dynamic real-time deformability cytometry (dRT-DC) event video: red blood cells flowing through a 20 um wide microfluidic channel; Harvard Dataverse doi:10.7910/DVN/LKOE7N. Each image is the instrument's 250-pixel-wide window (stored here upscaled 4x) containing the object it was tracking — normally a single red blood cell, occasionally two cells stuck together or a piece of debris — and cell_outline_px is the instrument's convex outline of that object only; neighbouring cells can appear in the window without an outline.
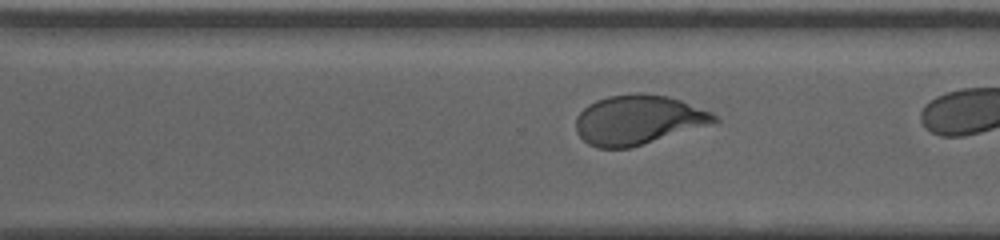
{"species": "human", "species_latin": "Homo sapiens", "temperature_condition": "cold", "stored_images_in_passage": 34, "camera_frame_rate_fps": 3000, "um_per_image_px": 0.085, "donor": {"sex": "male"}, "frame": {"image": 1, "passage_image": 29, "time_ms": 9.333, "image_size_px": [1000, 240], "cell_outline_px": [[720, 120], [712, 124], [628, 148], [596, 148], [588, 144], [576, 132], [576, 116], [588, 104], [596, 100], [608, 96], [636, 92], [640, 92], [668, 96], [680, 100], [712, 112]], "centroid_in_image_um": [54.22, 10.17], "position_along_channel_um": 316.4, "area_um2": 39.88}}